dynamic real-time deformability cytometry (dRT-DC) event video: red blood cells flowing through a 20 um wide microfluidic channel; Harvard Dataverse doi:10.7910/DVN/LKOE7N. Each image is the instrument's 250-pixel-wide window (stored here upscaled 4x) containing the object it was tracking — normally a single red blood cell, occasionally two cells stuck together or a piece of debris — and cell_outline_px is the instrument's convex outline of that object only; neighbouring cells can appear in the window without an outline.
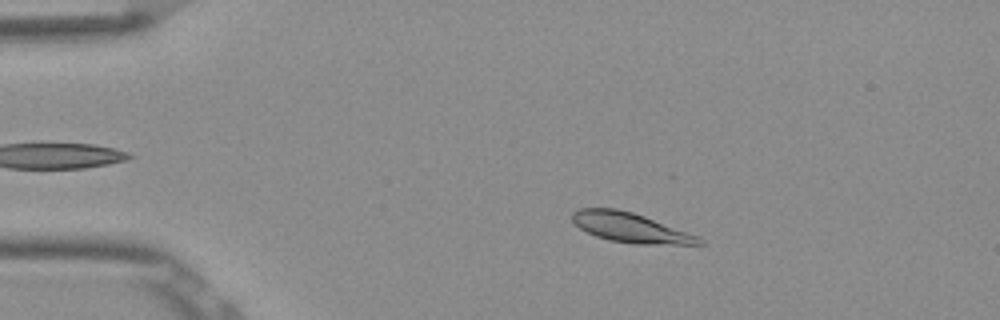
{"species": "Egyptian fruit bat (a non-hibernating species)", "species_latin": "Rousettus aegyptiacus", "temperature_condition": "room temperature", "stored_images_in_passage": 48, "camera_frame_rate_fps": 3000, "um_per_image_px": 0.085, "frame": {"image": 1, "passage_image": 5, "time_ms": 1.333, "image_size_px": [1000, 320], "cell_outline_px": [[704, 244], [636, 244], [608, 240], [596, 236], [580, 228], [572, 220], [572, 212], [580, 208], [616, 208], [632, 212], [644, 216], [700, 236], [704, 240]], "centroid_in_image_um": [53.6, 19.35], "position_along_channel_um": 31.4, "area_um2": 21.85}}
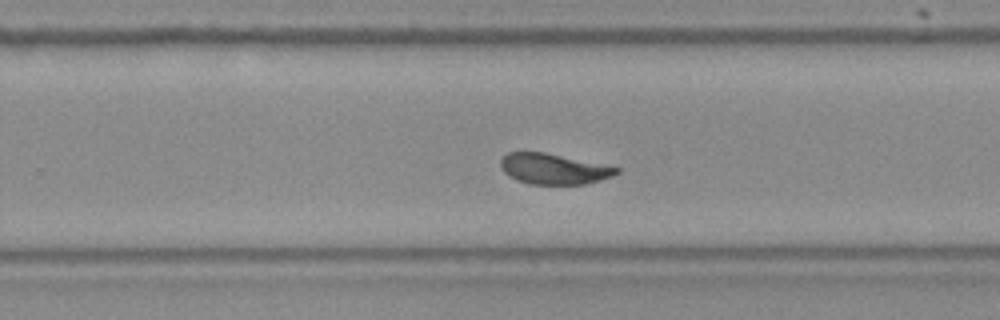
{"frame": {"image": 2, "passage_image": 29, "time_ms": 9.333, "image_size_px": [1000, 320], "cell_outline_px": [[620, 172], [612, 176], [600, 180], [584, 184], [528, 184], [516, 180], [508, 176], [504, 172], [500, 164], [500, 160], [508, 152], [544, 152], [620, 168]], "centroid_in_image_um": [47.03, 14.36], "position_along_channel_um": 282.8, "area_um2": 20.52}}
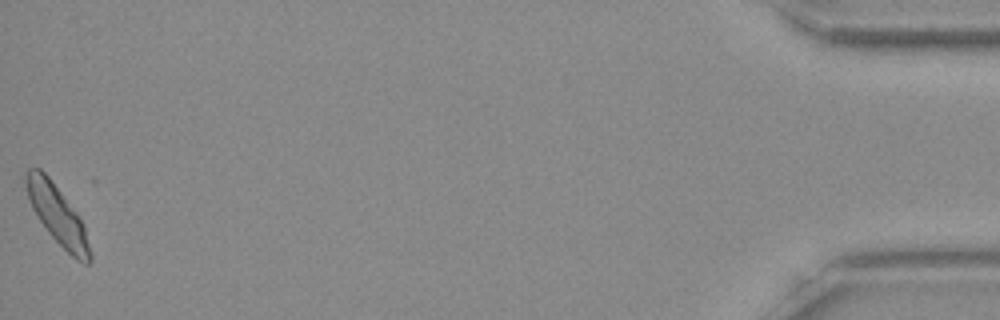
{"frame": {"image": 3, "passage_image": 48, "time_ms": 15.667, "image_size_px": [1000, 320], "cell_outline_px": [[92, 260], [88, 264], [84, 264], [76, 260], [48, 232], [32, 208], [24, 184], [24, 176], [28, 168], [40, 168], [48, 176], [76, 212], [84, 228], [92, 252]], "centroid_in_image_um": [4.87, 18.27], "position_along_channel_um": 430.3, "area_um2": 21.56}, "authors_computed_cell_mechanics": {"area_um2": 21.7328, "velocity_mm_per_s": 3.8275, "shape_relaxation_time_tau1_ms": 2.2813, "shape_relaxation_time_tau2_ms": null, "deformation_change_tau1": 0.0996, "deformation_change_tau2": null}}